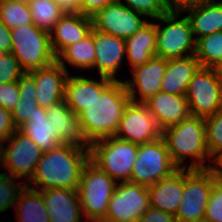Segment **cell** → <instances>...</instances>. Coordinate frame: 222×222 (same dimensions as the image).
I'll return each instance as SVG.
<instances>
[{
	"mask_svg": "<svg viewBox=\"0 0 222 222\" xmlns=\"http://www.w3.org/2000/svg\"><path fill=\"white\" fill-rule=\"evenodd\" d=\"M216 180L208 169L184 168V191L175 215L177 222H203L210 192Z\"/></svg>",
	"mask_w": 222,
	"mask_h": 222,
	"instance_id": "cell-9",
	"label": "cell"
},
{
	"mask_svg": "<svg viewBox=\"0 0 222 222\" xmlns=\"http://www.w3.org/2000/svg\"><path fill=\"white\" fill-rule=\"evenodd\" d=\"M211 162L215 164H209L208 170L219 180H222V149L219 150L211 157ZM216 165V166H215Z\"/></svg>",
	"mask_w": 222,
	"mask_h": 222,
	"instance_id": "cell-46",
	"label": "cell"
},
{
	"mask_svg": "<svg viewBox=\"0 0 222 222\" xmlns=\"http://www.w3.org/2000/svg\"><path fill=\"white\" fill-rule=\"evenodd\" d=\"M29 7L33 24L50 32L63 16L54 0H30Z\"/></svg>",
	"mask_w": 222,
	"mask_h": 222,
	"instance_id": "cell-31",
	"label": "cell"
},
{
	"mask_svg": "<svg viewBox=\"0 0 222 222\" xmlns=\"http://www.w3.org/2000/svg\"><path fill=\"white\" fill-rule=\"evenodd\" d=\"M117 183L119 182L90 160L84 165L77 190L82 213L87 222H100L106 218L108 204Z\"/></svg>",
	"mask_w": 222,
	"mask_h": 222,
	"instance_id": "cell-4",
	"label": "cell"
},
{
	"mask_svg": "<svg viewBox=\"0 0 222 222\" xmlns=\"http://www.w3.org/2000/svg\"><path fill=\"white\" fill-rule=\"evenodd\" d=\"M36 84V102L48 108L64 100L65 82L70 72L57 61L49 66L28 72Z\"/></svg>",
	"mask_w": 222,
	"mask_h": 222,
	"instance_id": "cell-16",
	"label": "cell"
},
{
	"mask_svg": "<svg viewBox=\"0 0 222 222\" xmlns=\"http://www.w3.org/2000/svg\"><path fill=\"white\" fill-rule=\"evenodd\" d=\"M46 115L53 128L58 131V143L90 149L83 135L78 116L67 106L64 100L46 108Z\"/></svg>",
	"mask_w": 222,
	"mask_h": 222,
	"instance_id": "cell-21",
	"label": "cell"
},
{
	"mask_svg": "<svg viewBox=\"0 0 222 222\" xmlns=\"http://www.w3.org/2000/svg\"><path fill=\"white\" fill-rule=\"evenodd\" d=\"M24 74L25 71L11 52L0 55V84L18 81Z\"/></svg>",
	"mask_w": 222,
	"mask_h": 222,
	"instance_id": "cell-37",
	"label": "cell"
},
{
	"mask_svg": "<svg viewBox=\"0 0 222 222\" xmlns=\"http://www.w3.org/2000/svg\"><path fill=\"white\" fill-rule=\"evenodd\" d=\"M204 120L206 146L209 156L212 157L222 149V108Z\"/></svg>",
	"mask_w": 222,
	"mask_h": 222,
	"instance_id": "cell-34",
	"label": "cell"
},
{
	"mask_svg": "<svg viewBox=\"0 0 222 222\" xmlns=\"http://www.w3.org/2000/svg\"><path fill=\"white\" fill-rule=\"evenodd\" d=\"M11 47V29L0 20V51L3 53L11 52Z\"/></svg>",
	"mask_w": 222,
	"mask_h": 222,
	"instance_id": "cell-45",
	"label": "cell"
},
{
	"mask_svg": "<svg viewBox=\"0 0 222 222\" xmlns=\"http://www.w3.org/2000/svg\"><path fill=\"white\" fill-rule=\"evenodd\" d=\"M126 58L131 69L147 63L156 56V23L147 22L131 37L125 39Z\"/></svg>",
	"mask_w": 222,
	"mask_h": 222,
	"instance_id": "cell-26",
	"label": "cell"
},
{
	"mask_svg": "<svg viewBox=\"0 0 222 222\" xmlns=\"http://www.w3.org/2000/svg\"><path fill=\"white\" fill-rule=\"evenodd\" d=\"M178 167L173 163L162 137L139 144L130 182L150 187L170 176Z\"/></svg>",
	"mask_w": 222,
	"mask_h": 222,
	"instance_id": "cell-8",
	"label": "cell"
},
{
	"mask_svg": "<svg viewBox=\"0 0 222 222\" xmlns=\"http://www.w3.org/2000/svg\"><path fill=\"white\" fill-rule=\"evenodd\" d=\"M130 101L124 81L115 80L101 96H97L90 108L78 115L83 135L89 144L115 135Z\"/></svg>",
	"mask_w": 222,
	"mask_h": 222,
	"instance_id": "cell-2",
	"label": "cell"
},
{
	"mask_svg": "<svg viewBox=\"0 0 222 222\" xmlns=\"http://www.w3.org/2000/svg\"><path fill=\"white\" fill-rule=\"evenodd\" d=\"M125 6L122 2L107 5L92 17L93 28L109 35L127 39L137 32L148 20Z\"/></svg>",
	"mask_w": 222,
	"mask_h": 222,
	"instance_id": "cell-14",
	"label": "cell"
},
{
	"mask_svg": "<svg viewBox=\"0 0 222 222\" xmlns=\"http://www.w3.org/2000/svg\"><path fill=\"white\" fill-rule=\"evenodd\" d=\"M18 86H19L20 100L23 99L36 100V84L34 78L29 73H25L18 80Z\"/></svg>",
	"mask_w": 222,
	"mask_h": 222,
	"instance_id": "cell-41",
	"label": "cell"
},
{
	"mask_svg": "<svg viewBox=\"0 0 222 222\" xmlns=\"http://www.w3.org/2000/svg\"><path fill=\"white\" fill-rule=\"evenodd\" d=\"M1 159H2V142L0 141V165H1Z\"/></svg>",
	"mask_w": 222,
	"mask_h": 222,
	"instance_id": "cell-51",
	"label": "cell"
},
{
	"mask_svg": "<svg viewBox=\"0 0 222 222\" xmlns=\"http://www.w3.org/2000/svg\"><path fill=\"white\" fill-rule=\"evenodd\" d=\"M37 106L36 100L23 99L18 101L17 105L11 111L13 122L17 129L22 127L33 116Z\"/></svg>",
	"mask_w": 222,
	"mask_h": 222,
	"instance_id": "cell-38",
	"label": "cell"
},
{
	"mask_svg": "<svg viewBox=\"0 0 222 222\" xmlns=\"http://www.w3.org/2000/svg\"><path fill=\"white\" fill-rule=\"evenodd\" d=\"M140 222H177L174 215L149 207L140 217Z\"/></svg>",
	"mask_w": 222,
	"mask_h": 222,
	"instance_id": "cell-42",
	"label": "cell"
},
{
	"mask_svg": "<svg viewBox=\"0 0 222 222\" xmlns=\"http://www.w3.org/2000/svg\"><path fill=\"white\" fill-rule=\"evenodd\" d=\"M121 2V0H117ZM128 8L146 17L158 19L170 9L166 0H123Z\"/></svg>",
	"mask_w": 222,
	"mask_h": 222,
	"instance_id": "cell-35",
	"label": "cell"
},
{
	"mask_svg": "<svg viewBox=\"0 0 222 222\" xmlns=\"http://www.w3.org/2000/svg\"><path fill=\"white\" fill-rule=\"evenodd\" d=\"M89 150L59 144L44 152L26 186L35 190L78 189L82 169L89 161Z\"/></svg>",
	"mask_w": 222,
	"mask_h": 222,
	"instance_id": "cell-1",
	"label": "cell"
},
{
	"mask_svg": "<svg viewBox=\"0 0 222 222\" xmlns=\"http://www.w3.org/2000/svg\"><path fill=\"white\" fill-rule=\"evenodd\" d=\"M14 209L17 222H50L41 193L28 186L20 192Z\"/></svg>",
	"mask_w": 222,
	"mask_h": 222,
	"instance_id": "cell-28",
	"label": "cell"
},
{
	"mask_svg": "<svg viewBox=\"0 0 222 222\" xmlns=\"http://www.w3.org/2000/svg\"><path fill=\"white\" fill-rule=\"evenodd\" d=\"M7 1L23 3V4H29V2H30V0H7Z\"/></svg>",
	"mask_w": 222,
	"mask_h": 222,
	"instance_id": "cell-50",
	"label": "cell"
},
{
	"mask_svg": "<svg viewBox=\"0 0 222 222\" xmlns=\"http://www.w3.org/2000/svg\"><path fill=\"white\" fill-rule=\"evenodd\" d=\"M63 15H82V0H54Z\"/></svg>",
	"mask_w": 222,
	"mask_h": 222,
	"instance_id": "cell-44",
	"label": "cell"
},
{
	"mask_svg": "<svg viewBox=\"0 0 222 222\" xmlns=\"http://www.w3.org/2000/svg\"><path fill=\"white\" fill-rule=\"evenodd\" d=\"M2 144V159L0 167H5L7 174L14 178L26 177L31 180L43 150L28 136L17 129Z\"/></svg>",
	"mask_w": 222,
	"mask_h": 222,
	"instance_id": "cell-11",
	"label": "cell"
},
{
	"mask_svg": "<svg viewBox=\"0 0 222 222\" xmlns=\"http://www.w3.org/2000/svg\"><path fill=\"white\" fill-rule=\"evenodd\" d=\"M18 81L0 84V106L12 111L19 99Z\"/></svg>",
	"mask_w": 222,
	"mask_h": 222,
	"instance_id": "cell-39",
	"label": "cell"
},
{
	"mask_svg": "<svg viewBox=\"0 0 222 222\" xmlns=\"http://www.w3.org/2000/svg\"><path fill=\"white\" fill-rule=\"evenodd\" d=\"M150 207L148 187L120 182L108 204L106 220L140 219Z\"/></svg>",
	"mask_w": 222,
	"mask_h": 222,
	"instance_id": "cell-13",
	"label": "cell"
},
{
	"mask_svg": "<svg viewBox=\"0 0 222 222\" xmlns=\"http://www.w3.org/2000/svg\"><path fill=\"white\" fill-rule=\"evenodd\" d=\"M100 222H140V219H128V220H122V221H114V220L103 219Z\"/></svg>",
	"mask_w": 222,
	"mask_h": 222,
	"instance_id": "cell-49",
	"label": "cell"
},
{
	"mask_svg": "<svg viewBox=\"0 0 222 222\" xmlns=\"http://www.w3.org/2000/svg\"><path fill=\"white\" fill-rule=\"evenodd\" d=\"M109 78L100 76V80H92L82 76L67 77L65 82L64 101L78 116L83 110L90 108L97 96L113 82Z\"/></svg>",
	"mask_w": 222,
	"mask_h": 222,
	"instance_id": "cell-18",
	"label": "cell"
},
{
	"mask_svg": "<svg viewBox=\"0 0 222 222\" xmlns=\"http://www.w3.org/2000/svg\"><path fill=\"white\" fill-rule=\"evenodd\" d=\"M114 136L128 142L144 144L161 137V131L144 103L130 101Z\"/></svg>",
	"mask_w": 222,
	"mask_h": 222,
	"instance_id": "cell-12",
	"label": "cell"
},
{
	"mask_svg": "<svg viewBox=\"0 0 222 222\" xmlns=\"http://www.w3.org/2000/svg\"><path fill=\"white\" fill-rule=\"evenodd\" d=\"M203 222H222V180L213 184Z\"/></svg>",
	"mask_w": 222,
	"mask_h": 222,
	"instance_id": "cell-36",
	"label": "cell"
},
{
	"mask_svg": "<svg viewBox=\"0 0 222 222\" xmlns=\"http://www.w3.org/2000/svg\"><path fill=\"white\" fill-rule=\"evenodd\" d=\"M11 40V53L25 73L44 68L56 61L49 32L35 24L20 25L11 29Z\"/></svg>",
	"mask_w": 222,
	"mask_h": 222,
	"instance_id": "cell-5",
	"label": "cell"
},
{
	"mask_svg": "<svg viewBox=\"0 0 222 222\" xmlns=\"http://www.w3.org/2000/svg\"><path fill=\"white\" fill-rule=\"evenodd\" d=\"M194 56L204 68H215L222 63V31L197 39Z\"/></svg>",
	"mask_w": 222,
	"mask_h": 222,
	"instance_id": "cell-30",
	"label": "cell"
},
{
	"mask_svg": "<svg viewBox=\"0 0 222 222\" xmlns=\"http://www.w3.org/2000/svg\"><path fill=\"white\" fill-rule=\"evenodd\" d=\"M96 58L93 40V28L84 39L65 47L57 56L56 61L66 69L64 60L74 67L92 69Z\"/></svg>",
	"mask_w": 222,
	"mask_h": 222,
	"instance_id": "cell-29",
	"label": "cell"
},
{
	"mask_svg": "<svg viewBox=\"0 0 222 222\" xmlns=\"http://www.w3.org/2000/svg\"><path fill=\"white\" fill-rule=\"evenodd\" d=\"M93 28L92 18L84 15H63L49 32L52 50L57 56L65 47L86 36Z\"/></svg>",
	"mask_w": 222,
	"mask_h": 222,
	"instance_id": "cell-23",
	"label": "cell"
},
{
	"mask_svg": "<svg viewBox=\"0 0 222 222\" xmlns=\"http://www.w3.org/2000/svg\"><path fill=\"white\" fill-rule=\"evenodd\" d=\"M200 67L194 55L167 59V67L161 81L160 91L185 96L190 80Z\"/></svg>",
	"mask_w": 222,
	"mask_h": 222,
	"instance_id": "cell-25",
	"label": "cell"
},
{
	"mask_svg": "<svg viewBox=\"0 0 222 222\" xmlns=\"http://www.w3.org/2000/svg\"><path fill=\"white\" fill-rule=\"evenodd\" d=\"M181 13V10H169L156 19L166 24L161 27L156 23V56L171 59L194 55L196 41L191 23L187 16L180 19Z\"/></svg>",
	"mask_w": 222,
	"mask_h": 222,
	"instance_id": "cell-7",
	"label": "cell"
},
{
	"mask_svg": "<svg viewBox=\"0 0 222 222\" xmlns=\"http://www.w3.org/2000/svg\"><path fill=\"white\" fill-rule=\"evenodd\" d=\"M184 191V168L148 187L150 207L176 215Z\"/></svg>",
	"mask_w": 222,
	"mask_h": 222,
	"instance_id": "cell-22",
	"label": "cell"
},
{
	"mask_svg": "<svg viewBox=\"0 0 222 222\" xmlns=\"http://www.w3.org/2000/svg\"><path fill=\"white\" fill-rule=\"evenodd\" d=\"M205 0H166L170 10H182L184 7L197 4Z\"/></svg>",
	"mask_w": 222,
	"mask_h": 222,
	"instance_id": "cell-47",
	"label": "cell"
},
{
	"mask_svg": "<svg viewBox=\"0 0 222 222\" xmlns=\"http://www.w3.org/2000/svg\"><path fill=\"white\" fill-rule=\"evenodd\" d=\"M14 178L6 172L0 173V214L15 207L17 198L26 184H17Z\"/></svg>",
	"mask_w": 222,
	"mask_h": 222,
	"instance_id": "cell-33",
	"label": "cell"
},
{
	"mask_svg": "<svg viewBox=\"0 0 222 222\" xmlns=\"http://www.w3.org/2000/svg\"><path fill=\"white\" fill-rule=\"evenodd\" d=\"M144 104L154 116L160 131L174 126L191 116L189 104L185 96L159 91L155 96L145 101Z\"/></svg>",
	"mask_w": 222,
	"mask_h": 222,
	"instance_id": "cell-19",
	"label": "cell"
},
{
	"mask_svg": "<svg viewBox=\"0 0 222 222\" xmlns=\"http://www.w3.org/2000/svg\"><path fill=\"white\" fill-rule=\"evenodd\" d=\"M182 12L191 23L195 41L206 35L222 31V4L216 0H205L197 4L184 7Z\"/></svg>",
	"mask_w": 222,
	"mask_h": 222,
	"instance_id": "cell-24",
	"label": "cell"
},
{
	"mask_svg": "<svg viewBox=\"0 0 222 222\" xmlns=\"http://www.w3.org/2000/svg\"><path fill=\"white\" fill-rule=\"evenodd\" d=\"M17 130L11 111L0 106V141L4 142Z\"/></svg>",
	"mask_w": 222,
	"mask_h": 222,
	"instance_id": "cell-40",
	"label": "cell"
},
{
	"mask_svg": "<svg viewBox=\"0 0 222 222\" xmlns=\"http://www.w3.org/2000/svg\"><path fill=\"white\" fill-rule=\"evenodd\" d=\"M117 0H82V15L92 18L100 10Z\"/></svg>",
	"mask_w": 222,
	"mask_h": 222,
	"instance_id": "cell-43",
	"label": "cell"
},
{
	"mask_svg": "<svg viewBox=\"0 0 222 222\" xmlns=\"http://www.w3.org/2000/svg\"><path fill=\"white\" fill-rule=\"evenodd\" d=\"M161 137L165 141L173 163L178 168H187V165L182 166V164L189 157L193 159L189 169L209 168L210 165H205L206 159L211 164V157L206 146L204 118L191 115L161 131Z\"/></svg>",
	"mask_w": 222,
	"mask_h": 222,
	"instance_id": "cell-3",
	"label": "cell"
},
{
	"mask_svg": "<svg viewBox=\"0 0 222 222\" xmlns=\"http://www.w3.org/2000/svg\"><path fill=\"white\" fill-rule=\"evenodd\" d=\"M19 130L32 139L43 152L55 148L58 143V131L53 128L50 119L46 115V109L36 107V112Z\"/></svg>",
	"mask_w": 222,
	"mask_h": 222,
	"instance_id": "cell-27",
	"label": "cell"
},
{
	"mask_svg": "<svg viewBox=\"0 0 222 222\" xmlns=\"http://www.w3.org/2000/svg\"><path fill=\"white\" fill-rule=\"evenodd\" d=\"M38 191L43 197L50 222H81V217L84 216L77 189L53 188Z\"/></svg>",
	"mask_w": 222,
	"mask_h": 222,
	"instance_id": "cell-20",
	"label": "cell"
},
{
	"mask_svg": "<svg viewBox=\"0 0 222 222\" xmlns=\"http://www.w3.org/2000/svg\"><path fill=\"white\" fill-rule=\"evenodd\" d=\"M139 144L115 136L90 144L89 160L116 182H130Z\"/></svg>",
	"mask_w": 222,
	"mask_h": 222,
	"instance_id": "cell-6",
	"label": "cell"
},
{
	"mask_svg": "<svg viewBox=\"0 0 222 222\" xmlns=\"http://www.w3.org/2000/svg\"><path fill=\"white\" fill-rule=\"evenodd\" d=\"M218 80L222 86V63H220L219 65H217L215 68Z\"/></svg>",
	"mask_w": 222,
	"mask_h": 222,
	"instance_id": "cell-48",
	"label": "cell"
},
{
	"mask_svg": "<svg viewBox=\"0 0 222 222\" xmlns=\"http://www.w3.org/2000/svg\"><path fill=\"white\" fill-rule=\"evenodd\" d=\"M192 116L207 118L222 108V86L214 68L200 67L185 94Z\"/></svg>",
	"mask_w": 222,
	"mask_h": 222,
	"instance_id": "cell-10",
	"label": "cell"
},
{
	"mask_svg": "<svg viewBox=\"0 0 222 222\" xmlns=\"http://www.w3.org/2000/svg\"><path fill=\"white\" fill-rule=\"evenodd\" d=\"M93 40L96 49L93 69L97 67L99 76L114 81L119 80L115 76L126 55L125 39L102 33L93 28Z\"/></svg>",
	"mask_w": 222,
	"mask_h": 222,
	"instance_id": "cell-17",
	"label": "cell"
},
{
	"mask_svg": "<svg viewBox=\"0 0 222 222\" xmlns=\"http://www.w3.org/2000/svg\"><path fill=\"white\" fill-rule=\"evenodd\" d=\"M166 67L167 59L154 56L144 65L133 69V79L124 81L130 100L135 103H144L155 96L160 91ZM136 92L139 93V99L136 98Z\"/></svg>",
	"mask_w": 222,
	"mask_h": 222,
	"instance_id": "cell-15",
	"label": "cell"
},
{
	"mask_svg": "<svg viewBox=\"0 0 222 222\" xmlns=\"http://www.w3.org/2000/svg\"><path fill=\"white\" fill-rule=\"evenodd\" d=\"M0 20L10 29L33 24L29 4L7 0L0 2Z\"/></svg>",
	"mask_w": 222,
	"mask_h": 222,
	"instance_id": "cell-32",
	"label": "cell"
}]
</instances>
